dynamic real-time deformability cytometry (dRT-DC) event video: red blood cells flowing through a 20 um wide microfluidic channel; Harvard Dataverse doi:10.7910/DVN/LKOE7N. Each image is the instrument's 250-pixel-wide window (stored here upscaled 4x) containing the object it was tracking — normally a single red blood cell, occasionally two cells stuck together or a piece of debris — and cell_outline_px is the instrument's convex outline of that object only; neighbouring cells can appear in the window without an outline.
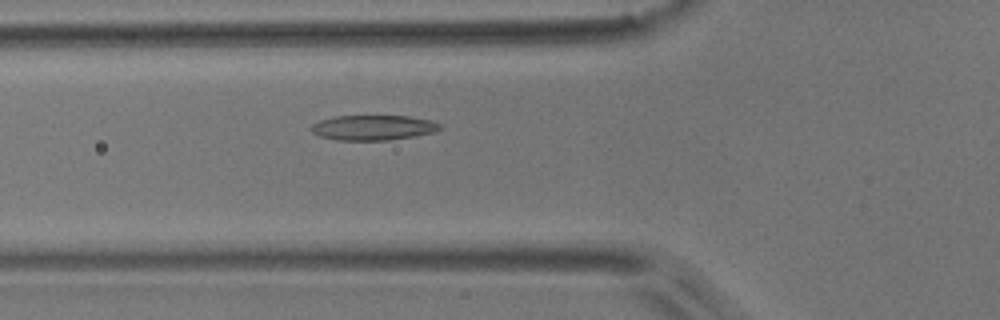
{"species": "common noctule bat (a hibernating species)", "species_latin": "Nyctalus noctula", "temperature_condition": "room temperature", "stored_images_in_passage": 5, "camera_frame_rate_fps": 3000, "um_per_image_px": 0.085, "animal": {"sex": "male", "body_mass_g": 17.9}, "frame": {"image": 1, "passage_image": 5, "time_ms": 5.667, "image_size_px": [1000, 320], "cell_outline_px": [[444, 128], [432, 132], [412, 136], [388, 140], [336, 140], [320, 136], [312, 132], [312, 124], [320, 120], [332, 116], [408, 116], [432, 120], [440, 124]], "centroid_in_image_um": [31.72, 10.84], "position_along_channel_um": 94.1, "area_um2": 18.73}}